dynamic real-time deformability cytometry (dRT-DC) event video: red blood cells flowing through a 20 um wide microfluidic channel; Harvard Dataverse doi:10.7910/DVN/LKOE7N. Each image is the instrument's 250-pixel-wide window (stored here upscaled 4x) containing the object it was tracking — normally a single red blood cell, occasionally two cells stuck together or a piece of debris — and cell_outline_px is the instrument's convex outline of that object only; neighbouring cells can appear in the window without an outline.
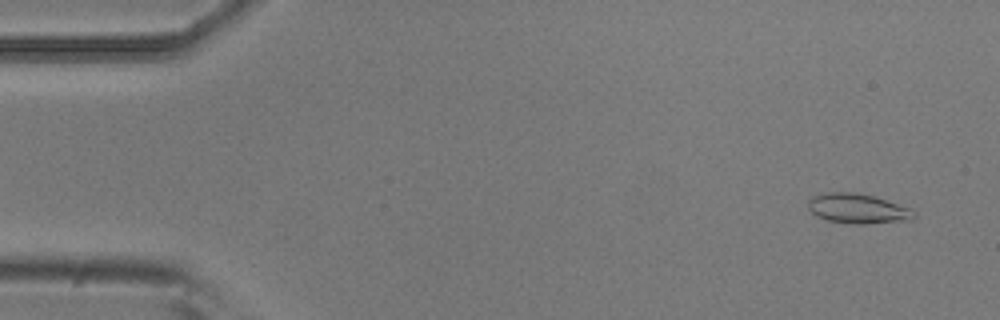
{"species": "common noctule bat (a hibernating species)", "species_latin": "Nyctalus noctula", "temperature_condition": "room temperature", "stored_images_in_passage": 2, "camera_frame_rate_fps": 3000, "um_per_image_px": 0.085, "animal": {"sex": "male", "body_mass_g": 20.5, "forearm_length_mm": 52.5}, "frame": {"image": 1, "passage_image": 2, "time_ms": 0.333, "image_size_px": [1000, 320], "cell_outline_px": [[916, 216], [912, 220], [864, 224], [852, 224], [828, 220], [816, 216], [808, 208], [808, 200], [812, 196], [824, 192], [856, 192], [872, 196], [908, 208], [916, 212]], "centroid_in_image_um": [72.87, 17.73], "position_along_channel_um": 12.1, "area_um2": 18.32}}